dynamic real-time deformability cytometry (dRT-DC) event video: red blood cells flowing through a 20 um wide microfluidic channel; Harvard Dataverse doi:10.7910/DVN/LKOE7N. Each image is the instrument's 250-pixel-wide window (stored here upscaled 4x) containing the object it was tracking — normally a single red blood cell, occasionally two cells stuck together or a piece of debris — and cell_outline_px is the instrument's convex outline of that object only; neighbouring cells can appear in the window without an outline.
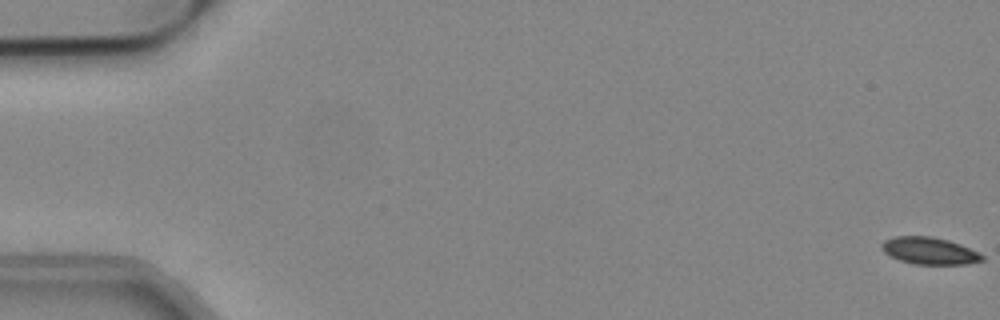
{"species": "common noctule bat (a hibernating species)", "species_latin": "Nyctalus noctula", "temperature_condition": "cold", "stored_images_in_passage": 55, "camera_frame_rate_fps": 3000, "um_per_image_px": 0.085, "animal": {"sex": "male", "body_mass_g": 19.2, "forearm_length_mm": 51.8}, "frame": {"image": 1, "passage_image": 1, "time_ms": 0.0, "image_size_px": [1000, 320], "cell_outline_px": [[984, 260], [964, 264], [916, 264], [900, 260], [884, 252], [880, 244], [884, 240], [896, 236], [932, 236], [948, 240], [960, 244], [984, 256]], "centroid_in_image_um": [78.98, 21.31], "position_along_channel_um": 6.0, "area_um2": 15.61}}
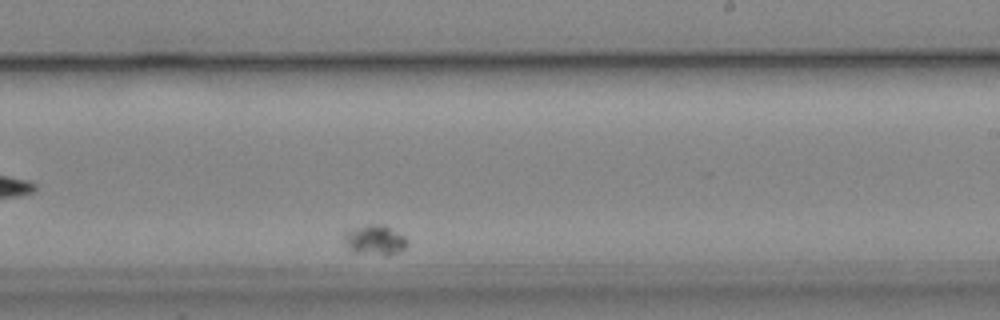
{"frame": {"image": 2, "passage_image": 36, "time_ms": 11.667, "image_size_px": [1000, 320], "cell_outline_px": [[408, 244], [404, 248], [388, 256], [384, 256], [352, 252], [348, 248], [344, 240], [344, 232], [352, 228], [368, 224], [384, 224], [404, 236], [408, 240]], "centroid_in_image_um": [31.85, 20.4], "position_along_channel_um": 257.1, "area_um2": 11.21}}
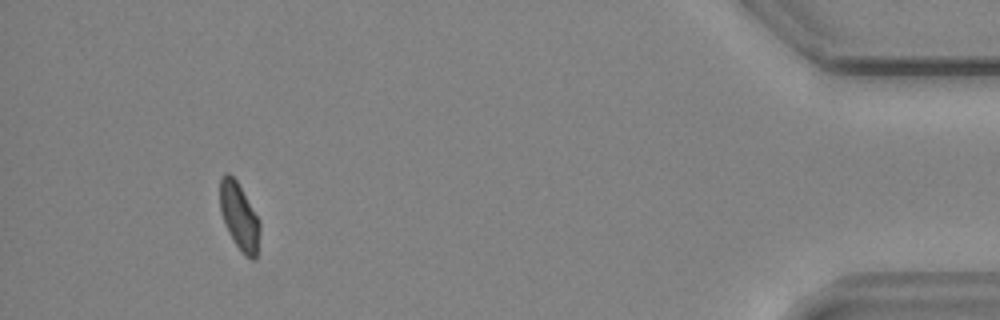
{"frame": {"image": 3, "passage_image": 51, "time_ms": 16.667, "image_size_px": [1000, 320], "cell_outline_px": [[260, 228], [256, 260], [252, 260], [244, 256], [228, 232], [220, 212], [220, 180], [224, 172], [228, 172], [236, 180], [260, 220]], "centroid_in_image_um": [20.34, 18.42], "position_along_channel_um": 414.9, "area_um2": 15.61}}